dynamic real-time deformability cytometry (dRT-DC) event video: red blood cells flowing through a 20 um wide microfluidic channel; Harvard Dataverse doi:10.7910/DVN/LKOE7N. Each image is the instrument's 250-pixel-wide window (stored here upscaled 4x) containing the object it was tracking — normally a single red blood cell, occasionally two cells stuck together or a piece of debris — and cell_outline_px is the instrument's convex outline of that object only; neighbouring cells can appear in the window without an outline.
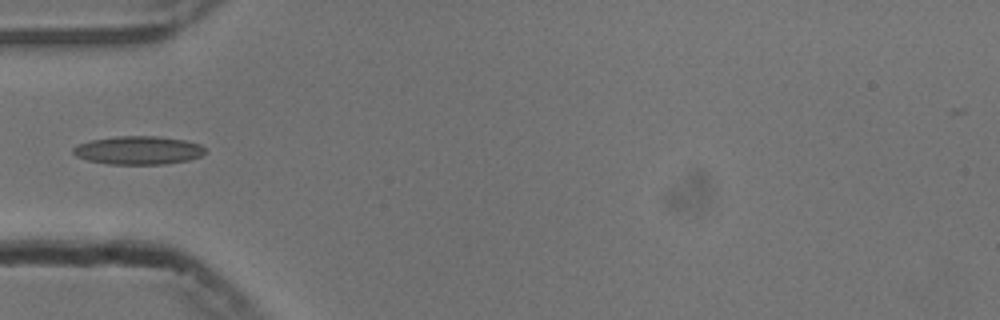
{"species": "common noctule bat (a hibernating species)", "species_latin": "Nyctalus noctula", "temperature_condition": "cold", "stored_images_in_passage": 37, "camera_frame_rate_fps": 3000, "um_per_image_px": 0.085, "animal": {"sex": "male", "body_mass_g": 13.3}, "frame": {"image": 1, "passage_image": 1, "time_ms": 0.0, "image_size_px": [1000, 320], "cell_outline_px": [[204, 152], [200, 156], [188, 160], [164, 164], [108, 164], [88, 160], [76, 156], [72, 152], [72, 148], [88, 140], [116, 136], [156, 136], [184, 140], [200, 144], [204, 148]], "centroid_in_image_um": [11.72, 12.77], "position_along_channel_um": 73.3, "area_um2": 21.73}}
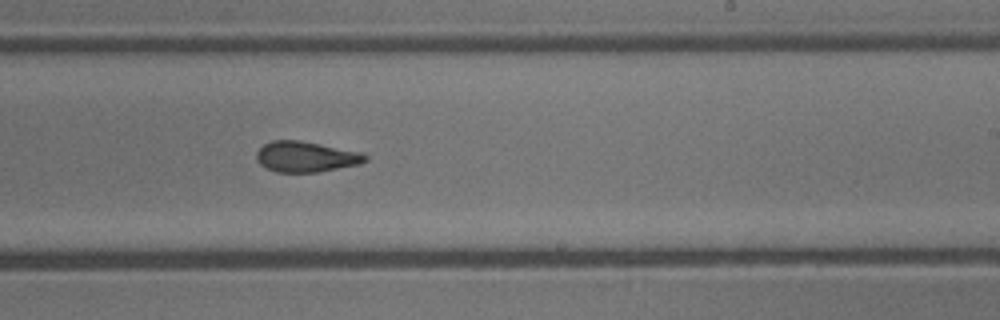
{"frame": {"image": 2, "passage_image": 16, "time_ms": 5.0, "image_size_px": [1000, 320], "cell_outline_px": [[368, 160], [360, 164], [316, 172], [276, 172], [260, 164], [256, 160], [256, 152], [264, 144], [272, 140], [300, 140], [364, 152], [368, 156]], "centroid_in_image_um": [26.03, 13.31], "position_along_channel_um": 263.0, "area_um2": 19.54}}
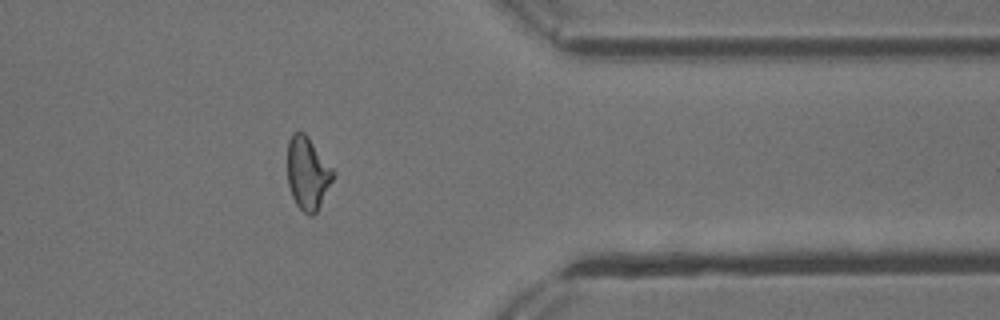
{"frame": {"image": 3, "passage_image": 27, "time_ms": 8.667, "image_size_px": [1000, 320], "cell_outline_px": [[336, 172], [316, 212], [312, 216], [308, 216], [296, 204], [292, 196], [288, 184], [288, 140], [292, 132], [304, 132], [308, 136]], "centroid_in_image_um": [26.14, 14.7], "position_along_channel_um": 385.3, "area_um2": 19.25}}